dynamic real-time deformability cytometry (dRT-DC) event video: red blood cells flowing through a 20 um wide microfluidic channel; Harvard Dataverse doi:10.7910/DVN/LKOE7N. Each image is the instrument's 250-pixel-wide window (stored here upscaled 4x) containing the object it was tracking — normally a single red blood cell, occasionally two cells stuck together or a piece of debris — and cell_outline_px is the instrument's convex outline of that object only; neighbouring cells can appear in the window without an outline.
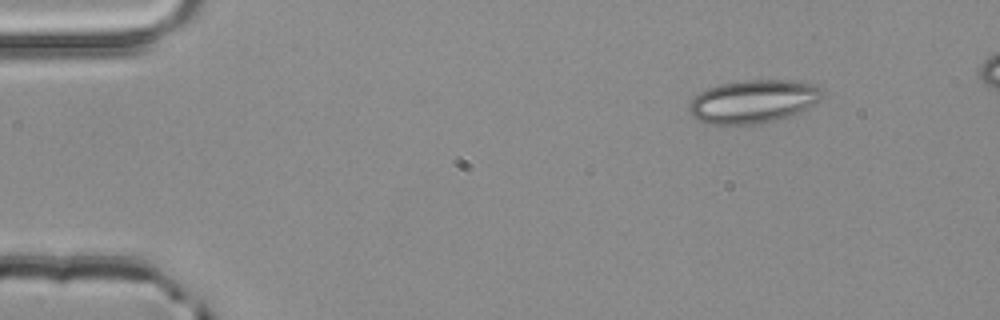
{"species": "common noctule bat (a hibernating species)", "species_latin": "Nyctalus noctula", "temperature_condition": "room temperature", "stored_images_in_passage": 4, "camera_frame_rate_fps": 3000, "um_per_image_px": 0.085, "animal": {"sex": "male", "body_mass_g": 20.4}, "frame": {"image": 1, "passage_image": 1, "time_ms": 0.0, "image_size_px": [1000, 320], "cell_outline_px": [[824, 96], [816, 104], [800, 112], [788, 116], [760, 124], [708, 124], [696, 120], [688, 112], [688, 104], [700, 92], [708, 88], [720, 84], [744, 80], [792, 80], [816, 84], [824, 92]], "centroid_in_image_um": [64.04, 8.62], "position_along_channel_um": 21.0, "area_um2": 33.87}}